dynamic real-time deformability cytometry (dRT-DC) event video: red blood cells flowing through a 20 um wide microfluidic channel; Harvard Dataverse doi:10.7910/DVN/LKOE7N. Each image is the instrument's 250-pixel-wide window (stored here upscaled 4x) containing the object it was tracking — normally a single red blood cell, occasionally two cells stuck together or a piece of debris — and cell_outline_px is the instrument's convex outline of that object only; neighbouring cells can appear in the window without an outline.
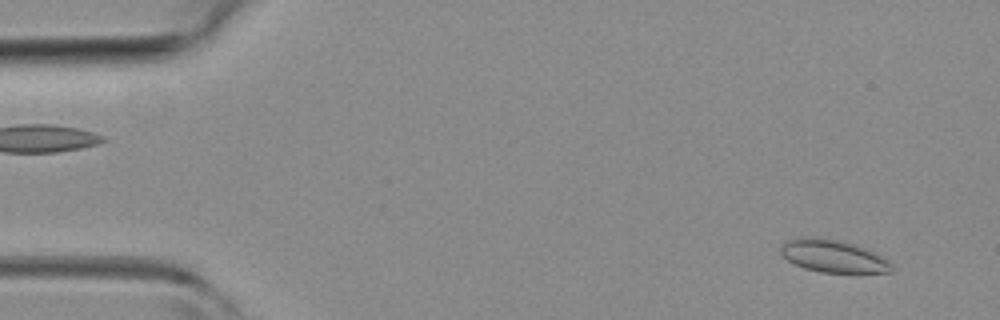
{"species": "common noctule bat (a hibernating species)", "species_latin": "Nyctalus noctula", "temperature_condition": "room temperature", "stored_images_in_passage": 45, "camera_frame_rate_fps": 3000, "um_per_image_px": 0.085, "animal": {"sex": "female", "body_mass_g": 19.3, "forearm_length_mm": 54.1}, "frame": {"image": 1, "passage_image": 3, "time_ms": 0.667, "image_size_px": [1000, 320], "cell_outline_px": [[892, 272], [820, 272], [804, 268], [788, 260], [780, 252], [780, 248], [784, 240], [804, 236], [816, 236], [844, 240], [864, 248], [888, 260], [892, 264]], "centroid_in_image_um": [70.76, 21.73], "position_along_channel_um": 14.2, "area_um2": 21.1}}
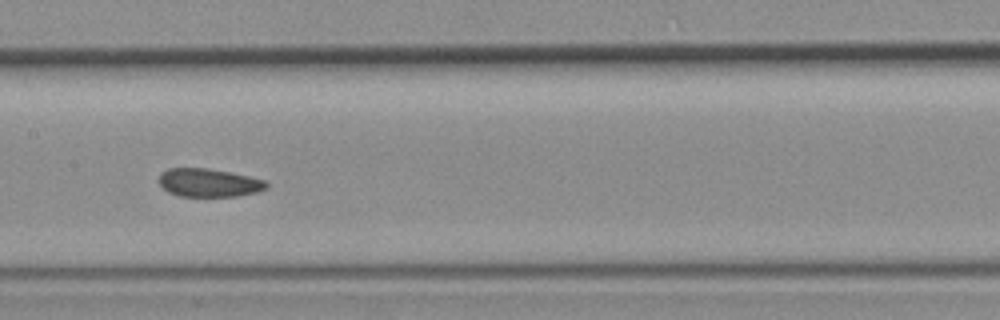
{"frame": {"image": 2, "passage_image": 22, "time_ms": 7.0, "image_size_px": [1000, 320], "cell_outline_px": [[268, 188], [256, 192], [236, 196], [180, 196], [168, 192], [160, 184], [160, 172], [168, 168], [208, 168], [248, 176], [264, 180], [268, 184]], "centroid_in_image_um": [17.74, 15.53], "position_along_channel_um": 189.7, "area_um2": 17.57}}
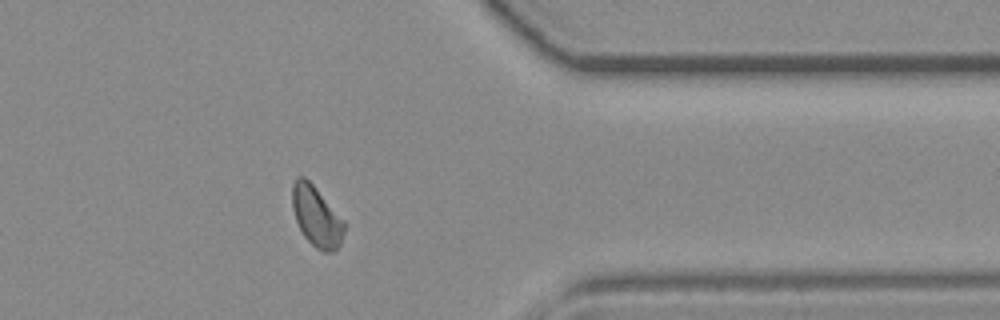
{"frame": {"image": 3, "passage_image": 36, "time_ms": 11.667, "image_size_px": [1000, 320], "cell_outline_px": [[344, 232], [340, 244], [332, 252], [324, 252], [316, 248], [304, 236], [296, 220], [292, 208], [292, 184], [296, 176], [304, 176], [316, 188], [344, 220]], "centroid_in_image_um": [26.88, 18.38], "position_along_channel_um": 384.5, "area_um2": 18.15}}